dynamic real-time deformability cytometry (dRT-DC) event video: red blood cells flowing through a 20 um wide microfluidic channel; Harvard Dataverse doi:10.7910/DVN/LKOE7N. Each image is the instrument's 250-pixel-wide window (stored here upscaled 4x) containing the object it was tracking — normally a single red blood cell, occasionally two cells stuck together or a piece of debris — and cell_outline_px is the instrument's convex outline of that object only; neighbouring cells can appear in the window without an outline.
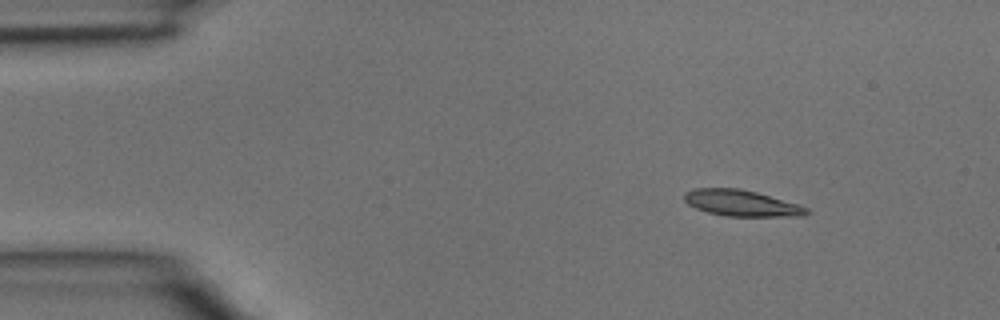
{"species": "common noctule bat (a hibernating species)", "species_latin": "Nyctalus noctula", "temperature_condition": "room temperature", "stored_images_in_passage": 3, "camera_frame_rate_fps": 3000, "um_per_image_px": 0.085, "animal": {"sex": "male", "body_mass_g": 15.6}, "frame": {"image": 1, "passage_image": 1, "time_ms": 0.0, "image_size_px": [1000, 320], "cell_outline_px": [[808, 212], [804, 216], [728, 216], [708, 212], [696, 208], [688, 204], [684, 200], [684, 192], [696, 188], [740, 188], [756, 192], [796, 204], [808, 208]], "centroid_in_image_um": [62.98, 17.26], "position_along_channel_um": 22.0, "area_um2": 18.38}}